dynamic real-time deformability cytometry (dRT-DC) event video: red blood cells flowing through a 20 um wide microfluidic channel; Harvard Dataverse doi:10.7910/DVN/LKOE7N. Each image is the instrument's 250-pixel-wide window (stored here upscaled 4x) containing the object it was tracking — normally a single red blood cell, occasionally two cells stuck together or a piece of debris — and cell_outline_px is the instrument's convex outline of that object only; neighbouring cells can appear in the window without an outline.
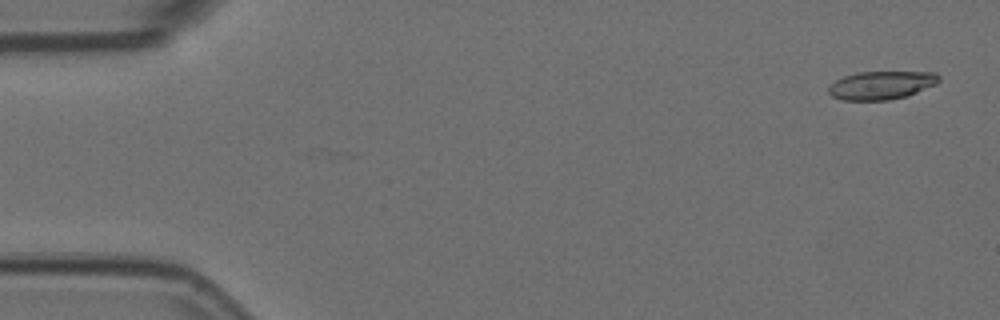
{"species": "Egyptian fruit bat (a non-hibernating species)", "species_latin": "Rousettus aegyptiacus", "temperature_condition": "room temperature", "stored_images_in_passage": 3, "camera_frame_rate_fps": 3000, "um_per_image_px": 0.085, "animal": {"sex": "female"}, "frame": {"image": 1, "passage_image": 1, "time_ms": 0.0, "image_size_px": [1000, 320], "cell_outline_px": [[940, 80], [936, 84], [908, 96], [888, 100], [844, 100], [832, 96], [828, 92], [828, 88], [836, 80], [844, 76], [856, 72], [936, 72], [940, 76]], "centroid_in_image_um": [74.94, 7.24], "position_along_channel_um": 10.1, "area_um2": 18.21}}